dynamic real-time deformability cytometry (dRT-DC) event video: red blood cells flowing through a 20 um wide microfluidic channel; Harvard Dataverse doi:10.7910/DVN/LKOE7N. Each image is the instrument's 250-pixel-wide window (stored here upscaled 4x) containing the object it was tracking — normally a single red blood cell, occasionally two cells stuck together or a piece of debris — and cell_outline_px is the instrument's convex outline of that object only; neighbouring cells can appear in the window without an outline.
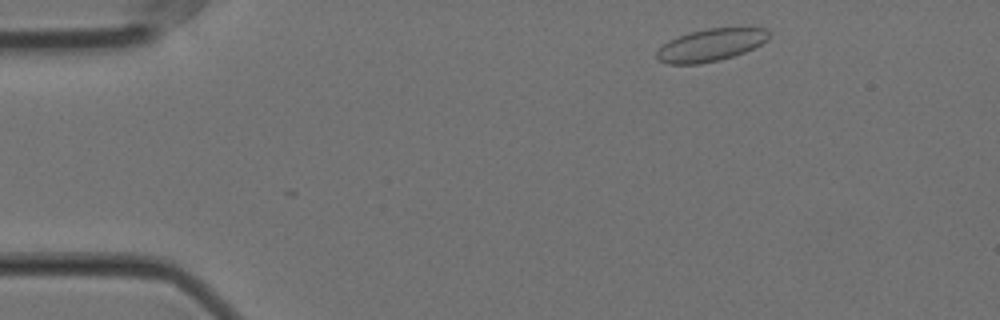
{"species": "Egyptian fruit bat (a non-hibernating species)", "species_latin": "Rousettus aegyptiacus", "temperature_condition": "cold", "stored_images_in_passage": 28, "camera_frame_rate_fps": 3000, "um_per_image_px": 0.085, "animal": {"sex": "female"}, "frame": {"image": 1, "passage_image": 3, "time_ms": 0.667, "image_size_px": [1000, 320], "cell_outline_px": [[768, 40], [744, 52], [720, 60], [700, 64], [668, 64], [660, 60], [656, 56], [656, 52], [668, 40], [688, 32], [708, 28], [764, 28], [768, 32]], "centroid_in_image_um": [60.38, 3.83], "position_along_channel_um": 24.6, "area_um2": 20.98}}
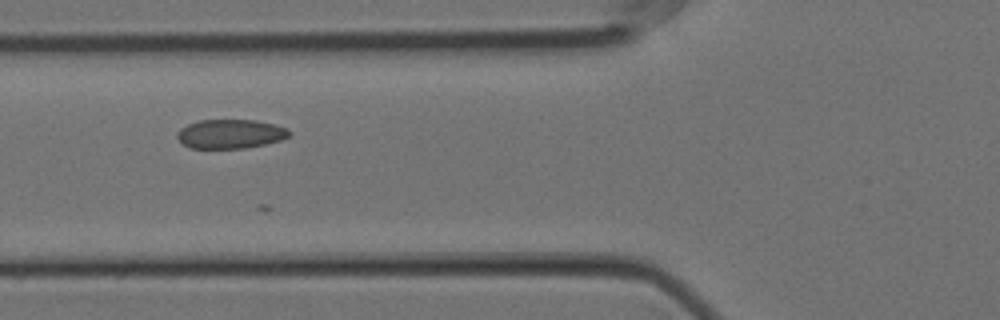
{"frame": {"image": 2, "passage_image": 16, "time_ms": 5.0, "image_size_px": [1000, 320], "cell_outline_px": [[292, 136], [280, 140], [264, 144], [244, 148], [192, 148], [184, 144], [176, 136], [176, 132], [180, 128], [188, 124], [200, 120], [256, 120], [288, 128], [292, 132]], "centroid_in_image_um": [19.61, 11.38], "position_along_channel_um": 106.2, "area_um2": 19.02}}
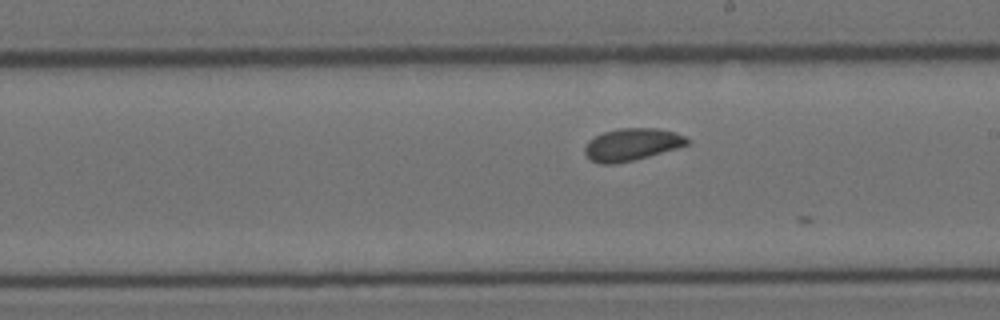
{"frame": {"image": 3, "passage_image": 27, "time_ms": 8.667, "image_size_px": [1000, 320], "cell_outline_px": [[692, 140], [688, 144], [676, 148], [648, 156], [616, 164], [600, 164], [592, 160], [584, 152], [584, 148], [588, 140], [604, 132], [620, 128], [656, 128], [676, 132]], "centroid_in_image_um": [53.71, 12.27], "position_along_channel_um": 235.3, "area_um2": 19.13}}